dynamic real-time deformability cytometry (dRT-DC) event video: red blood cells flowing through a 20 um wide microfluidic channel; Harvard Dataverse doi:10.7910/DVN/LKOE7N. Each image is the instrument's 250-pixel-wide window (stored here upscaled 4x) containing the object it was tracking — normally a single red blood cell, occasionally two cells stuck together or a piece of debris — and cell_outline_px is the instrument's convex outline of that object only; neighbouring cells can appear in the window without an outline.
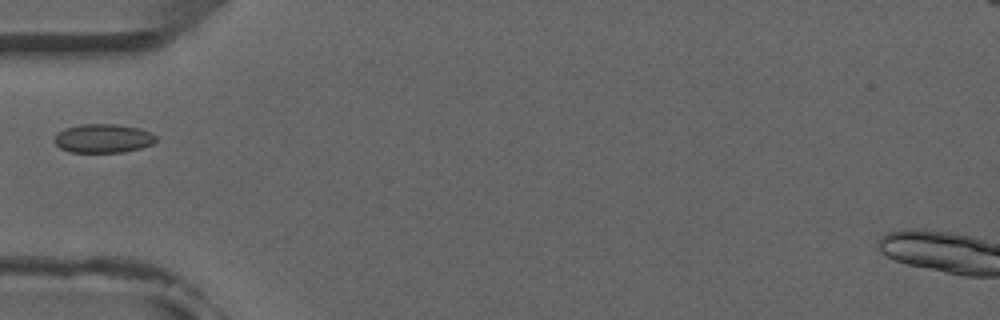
{"species": "common noctule bat (a hibernating species)", "species_latin": "Nyctalus noctula", "temperature_condition": "room temperature", "stored_images_in_passage": 4, "camera_frame_rate_fps": 3000, "um_per_image_px": 0.085, "animal": {"sex": "male", "forearm_length_mm": 52.5}, "frame": {"image": 1, "passage_image": 4, "time_ms": 3.333, "image_size_px": [1000, 320], "cell_outline_px": [[156, 140], [152, 144], [140, 148], [124, 152], [68, 152], [60, 148], [52, 140], [64, 128], [84, 124], [116, 124], [140, 128], [152, 132], [156, 136]], "centroid_in_image_um": [8.78, 11.76], "position_along_channel_um": 76.2, "area_um2": 17.11}}